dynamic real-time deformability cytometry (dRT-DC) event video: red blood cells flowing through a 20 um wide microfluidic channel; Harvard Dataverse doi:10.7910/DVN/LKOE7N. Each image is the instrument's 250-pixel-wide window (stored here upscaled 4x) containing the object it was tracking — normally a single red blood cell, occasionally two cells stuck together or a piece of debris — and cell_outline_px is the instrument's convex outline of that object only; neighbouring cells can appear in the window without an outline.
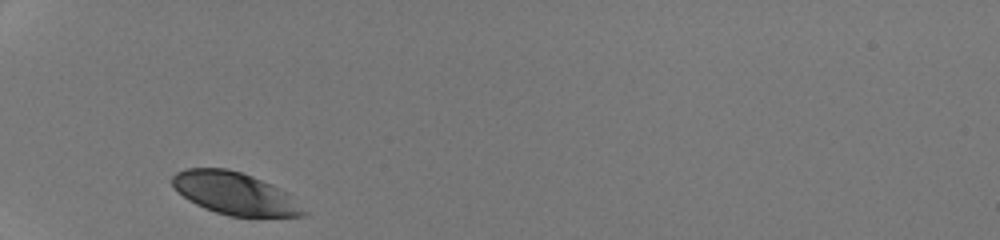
{"species": "human", "species_latin": "Homo sapiens", "temperature_condition": "room temperature", "stored_images_in_passage": 27, "camera_frame_rate_fps": 3000, "um_per_image_px": 0.085, "donor": {"sex": "male"}, "frame": {"image": 1, "passage_image": 1, "time_ms": 0.0, "image_size_px": [1000, 240], "cell_outline_px": [[308, 212], [304, 216], [228, 216], [204, 208], [188, 200], [172, 184], [172, 176], [176, 172], [184, 168], [228, 168], [252, 176], [272, 184], [296, 196]], "centroid_in_image_um": [20.02, 16.44], "position_along_channel_um": 65.0, "area_um2": 32.6}}
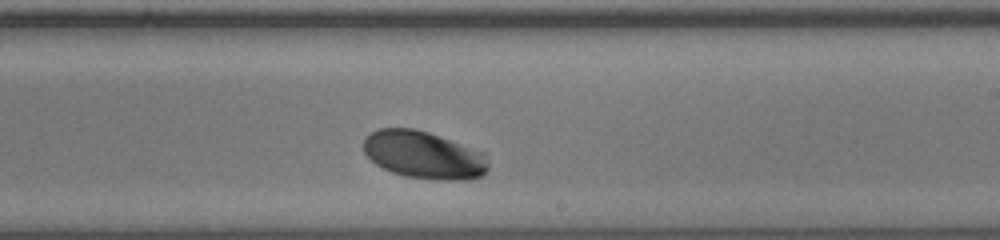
{"frame": {"image": 2, "passage_image": 16, "time_ms": 5.0, "image_size_px": [1000, 240], "cell_outline_px": [[488, 168], [480, 176], [468, 180], [436, 180], [404, 176], [392, 172], [376, 164], [364, 152], [364, 136], [376, 128], [412, 128], [428, 132], [488, 152]], "centroid_in_image_um": [36.05, 13.16], "position_along_channel_um": 252.9, "area_um2": 35.03}}
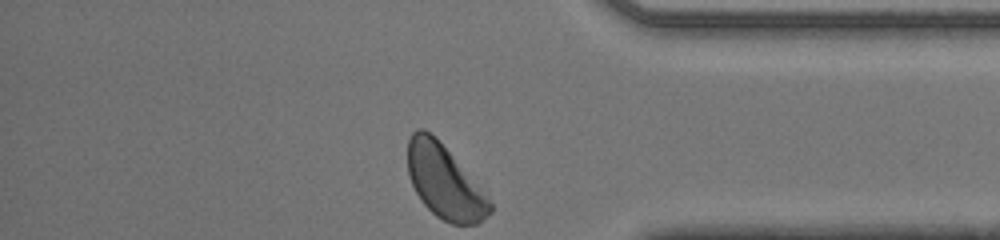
{"frame": {"image": 3, "passage_image": 27, "time_ms": 8.667, "image_size_px": [1000, 240], "cell_outline_px": [[492, 212], [476, 224], [452, 224], [436, 216], [420, 200], [408, 176], [408, 140], [412, 132], [416, 128], [424, 128], [488, 192], [492, 204]], "centroid_in_image_um": [37.81, 15.49], "position_along_channel_um": 397.4, "area_um2": 35.03}, "authors_computed_cell_mechanics": {"area_um2": 34.5644, "velocity_mm_per_s": 4.1434, "shape_relaxation_time_tau1_ms": 0.8797, "shape_relaxation_time_tau2_ms": null, "deformation_change_tau1": 0.0834, "deformation_change_tau2": null}}